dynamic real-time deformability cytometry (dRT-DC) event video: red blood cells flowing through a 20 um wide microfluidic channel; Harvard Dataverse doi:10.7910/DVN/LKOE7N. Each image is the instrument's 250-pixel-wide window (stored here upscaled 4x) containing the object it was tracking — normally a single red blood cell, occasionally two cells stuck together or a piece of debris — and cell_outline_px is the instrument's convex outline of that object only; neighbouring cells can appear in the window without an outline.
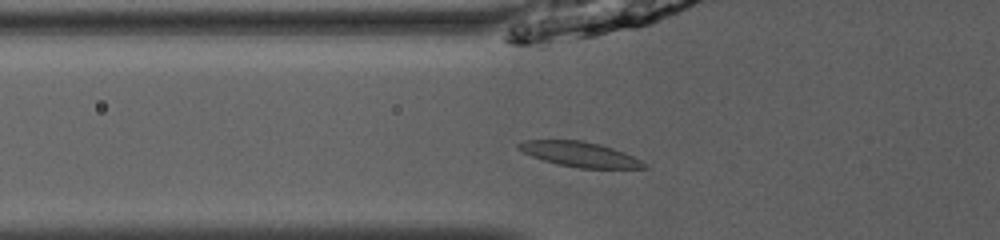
{"species": "common noctule bat (a hibernating species)", "species_latin": "Nyctalus noctula", "temperature_condition": "room temperature", "stored_images_in_passage": 41, "camera_frame_rate_fps": 3000, "um_per_image_px": 0.085, "animal": {"sex": "male", "body_mass_g": 13.0, "forearm_length_mm": 53.1}, "frame": {"image": 1, "passage_image": 9, "time_ms": 2.667, "image_size_px": [1000, 240], "cell_outline_px": [[648, 168], [576, 168], [544, 160], [532, 156], [516, 148], [516, 144], [524, 140], [580, 140], [600, 144], [624, 152], [648, 164]], "centroid_in_image_um": [49.28, 13.11], "position_along_channel_um": 76.5, "area_um2": 18.15}}
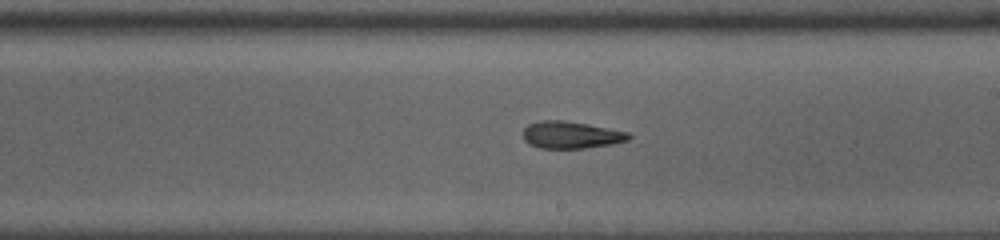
{"frame": {"image": 2, "passage_image": 21, "time_ms": 6.667, "image_size_px": [1000, 240], "cell_outline_px": [[632, 136], [628, 140], [612, 144], [584, 148], [540, 148], [528, 144], [524, 140], [524, 128], [528, 124], [540, 120], [560, 120], [588, 124], [628, 132]], "centroid_in_image_um": [48.52, 11.47], "position_along_channel_um": 240.5, "area_um2": 16.65}}
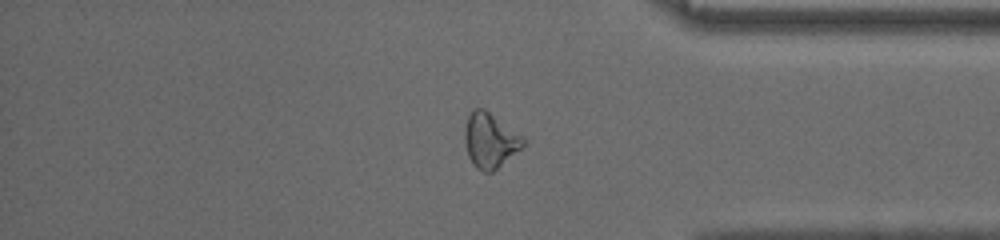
{"frame": {"image": 3, "passage_image": 33, "time_ms": 10.667, "image_size_px": [1000, 240], "cell_outline_px": [[524, 144], [520, 148], [492, 172], [484, 172], [476, 168], [472, 164], [468, 156], [464, 140], [464, 132], [468, 116], [472, 108], [484, 108], [524, 136]], "centroid_in_image_um": [41.63, 11.91], "position_along_channel_um": 393.6, "area_um2": 18.61}}